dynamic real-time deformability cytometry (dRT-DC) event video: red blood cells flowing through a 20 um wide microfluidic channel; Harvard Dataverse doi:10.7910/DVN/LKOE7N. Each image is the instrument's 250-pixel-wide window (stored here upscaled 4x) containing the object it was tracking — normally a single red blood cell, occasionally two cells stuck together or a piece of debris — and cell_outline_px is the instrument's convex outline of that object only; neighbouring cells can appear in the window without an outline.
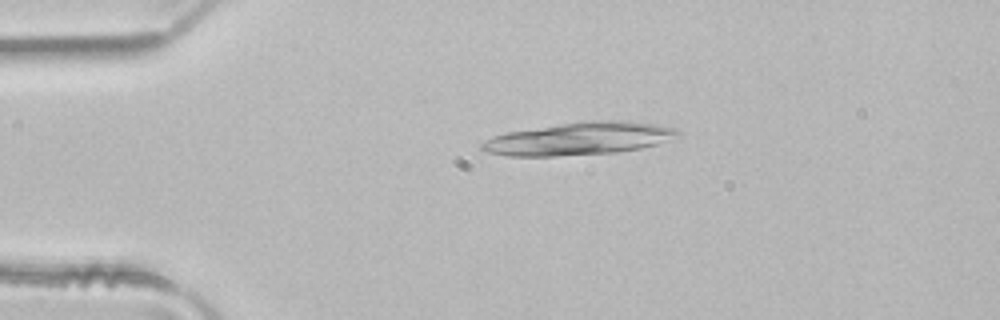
{"species": "common noctule bat (a hibernating species)", "species_latin": "Nyctalus noctula", "temperature_condition": "room temperature", "stored_images_in_passage": 2, "camera_frame_rate_fps": 3000, "um_per_image_px": 0.085, "animal": {"sex": "male", "body_mass_g": 21.5, "forearm_length_mm": 52.0}, "frame": {"image": 1, "passage_image": 1, "time_ms": 0.0, "image_size_px": [1000, 320], "cell_outline_px": [[680, 136], [656, 144], [640, 148], [616, 152], [556, 156], [508, 156], [488, 152], [480, 148], [480, 144], [484, 140], [492, 136], [508, 132], [560, 124], [592, 120], [628, 120], [656, 124], [676, 128], [680, 132]], "centroid_in_image_um": [49.25, 11.78], "position_along_channel_um": 35.7, "area_um2": 37.22}}